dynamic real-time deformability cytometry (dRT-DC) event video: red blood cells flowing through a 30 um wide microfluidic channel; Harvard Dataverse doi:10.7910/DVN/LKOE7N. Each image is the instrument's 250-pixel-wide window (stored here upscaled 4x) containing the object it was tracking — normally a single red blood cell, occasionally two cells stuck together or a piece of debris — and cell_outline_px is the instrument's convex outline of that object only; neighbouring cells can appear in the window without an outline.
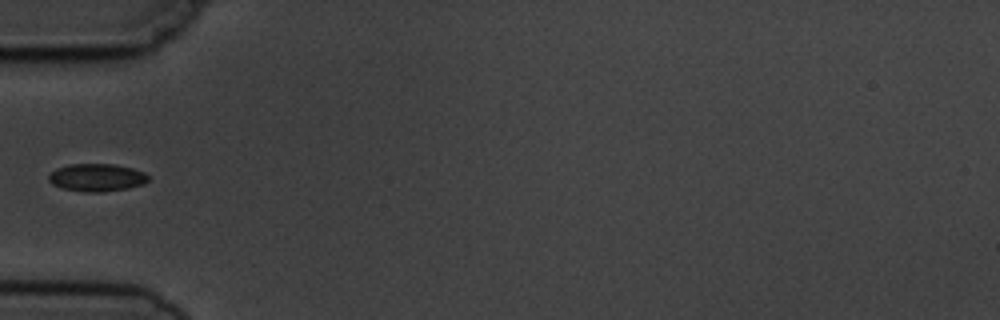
{"species": "common noctule bat (a hibernating species)", "species_latin": "Nyctalus noctula", "temperature_condition": "cold", "stored_images_in_passage": 1, "camera_frame_rate_fps": 3000, "um_per_image_px": 0.085, "animal": {"sex": "male", "body_mass_g": 19.5, "forearm_length_mm": 54.6}, "frame": {"image": 1, "passage_image": 1, "time_ms": 0.0, "image_size_px": [1000, 320], "cell_outline_px": [[148, 180], [144, 184], [128, 188], [100, 192], [80, 192], [60, 188], [52, 184], [48, 180], [48, 176], [56, 168], [68, 164], [116, 164], [132, 168], [144, 172], [148, 176]], "centroid_in_image_um": [8.2, 15.09], "position_along_channel_um": 76.8, "area_um2": 16.24}}